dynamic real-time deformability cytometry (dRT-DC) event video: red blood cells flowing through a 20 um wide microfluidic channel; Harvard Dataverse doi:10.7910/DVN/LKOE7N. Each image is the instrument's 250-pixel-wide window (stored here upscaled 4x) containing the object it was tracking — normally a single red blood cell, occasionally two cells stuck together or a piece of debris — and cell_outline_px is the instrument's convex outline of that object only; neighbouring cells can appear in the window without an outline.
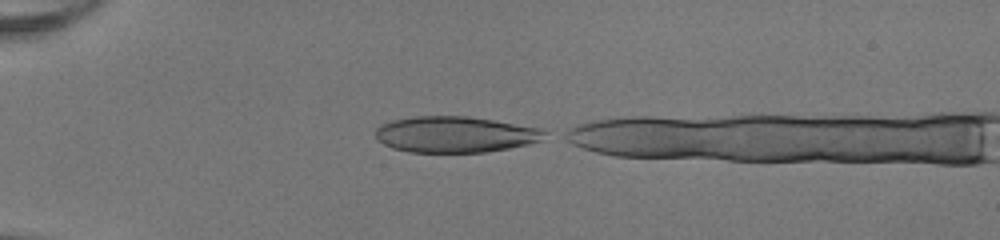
{"species": "human", "species_latin": "Homo sapiens", "temperature_condition": "room temperature", "stored_images_in_passage": 33, "camera_frame_rate_fps": 3000, "um_per_image_px": 0.085, "donor": {"sex": "female"}, "frame": {"image": 1, "passage_image": 1, "time_ms": 0.0, "image_size_px": [1000, 240], "cell_outline_px": [[548, 132], [540, 140], [528, 144], [508, 148], [484, 152], [408, 152], [392, 148], [376, 140], [376, 128], [380, 124], [392, 120], [412, 116], [468, 116], [544, 128]], "centroid_in_image_um": [38.67, 11.42], "position_along_channel_um": 46.3, "area_um2": 35.78}}
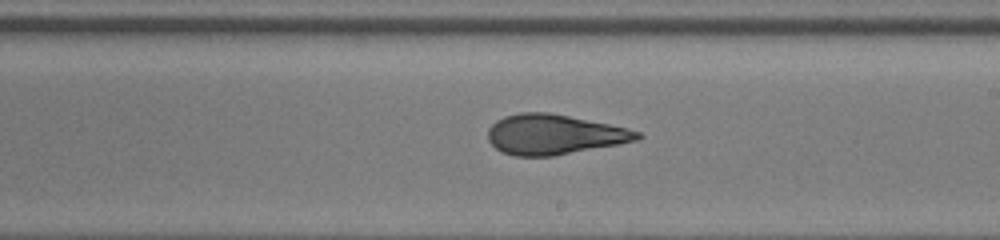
{"frame": {"image": 2, "passage_image": 18, "time_ms": 5.667, "image_size_px": [1000, 240], "cell_outline_px": [[644, 136], [640, 140], [552, 156], [516, 156], [504, 152], [496, 148], [488, 140], [488, 128], [496, 120], [504, 116], [520, 112], [548, 112], [628, 128], [640, 132]], "centroid_in_image_um": [47.1, 11.42], "position_along_channel_um": 241.9, "area_um2": 34.68}}
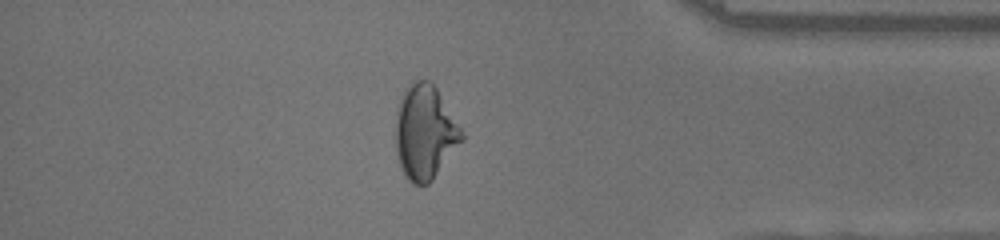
{"frame": {"image": 3, "passage_image": 31, "time_ms": 10.0, "image_size_px": [1000, 240], "cell_outline_px": [[464, 140], [432, 180], [428, 184], [412, 184], [404, 176], [396, 156], [396, 112], [404, 88], [416, 80], [432, 80], [460, 128], [464, 136]], "centroid_in_image_um": [36.1, 11.25], "position_along_channel_um": 399.1, "area_um2": 36.36}}